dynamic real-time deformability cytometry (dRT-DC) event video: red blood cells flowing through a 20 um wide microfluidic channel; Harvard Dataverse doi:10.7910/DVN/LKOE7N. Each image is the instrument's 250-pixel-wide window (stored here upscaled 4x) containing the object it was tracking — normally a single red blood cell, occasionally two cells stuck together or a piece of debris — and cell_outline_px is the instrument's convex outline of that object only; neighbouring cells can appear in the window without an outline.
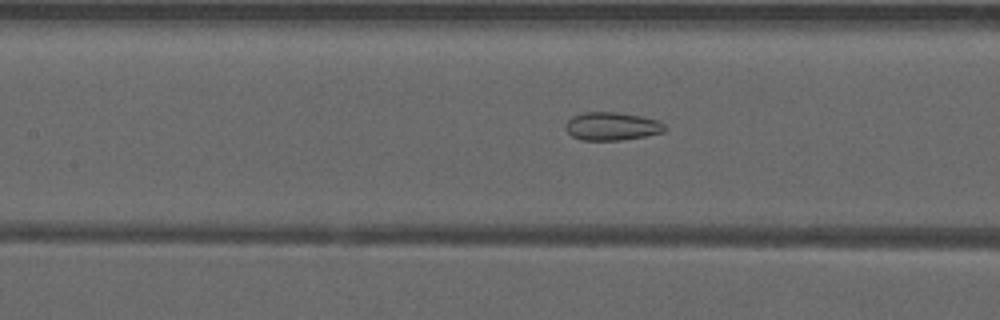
{"species": "common noctule bat (a hibernating species)", "species_latin": "Nyctalus noctula", "temperature_condition": "warm", "stored_images_in_passage": 35, "camera_frame_rate_fps": 3000, "um_per_image_px": 0.085, "animal": {"sex": "male", "forearm_length_mm": 52.5}, "frame": {"image": 1, "passage_image": 7, "time_ms": 2.0, "image_size_px": [1000, 320], "cell_outline_px": [[664, 132], [644, 136], [620, 140], [580, 140], [572, 136], [564, 128], [564, 124], [572, 116], [584, 112], [616, 112], [640, 116], [660, 120], [664, 124]], "centroid_in_image_um": [51.97, 10.73], "position_along_channel_um": 155.4, "area_um2": 16.3}}
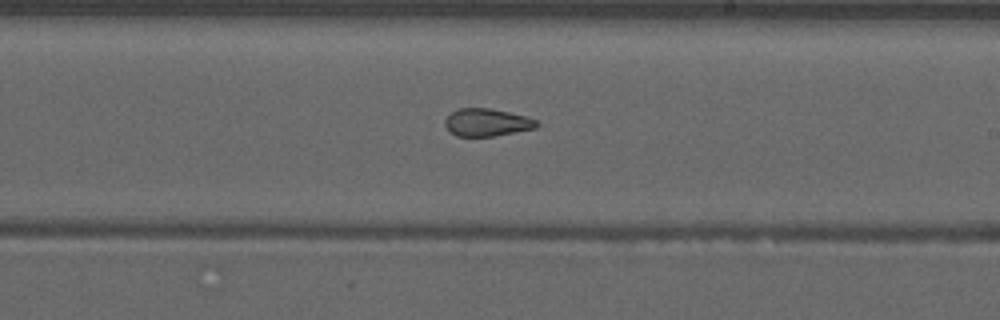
{"frame": {"image": 2, "passage_image": 14, "time_ms": 4.333, "image_size_px": [1000, 320], "cell_outline_px": [[540, 124], [536, 128], [516, 132], [492, 136], [456, 136], [448, 132], [444, 124], [444, 120], [452, 112], [460, 108], [488, 108], [528, 116], [536, 120]], "centroid_in_image_um": [41.38, 10.41], "position_along_channel_um": 247.6, "area_um2": 14.85}}
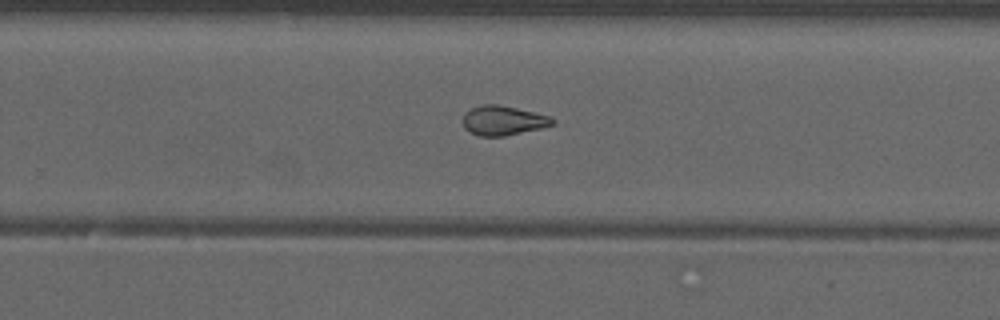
{"frame": {"image": 3, "passage_image": 17, "time_ms": 5.333, "image_size_px": [1000, 320], "cell_outline_px": [[556, 120], [552, 124], [540, 128], [504, 136], [480, 136], [464, 128], [464, 112], [472, 108], [484, 104], [496, 104], [516, 108], [548, 116]], "centroid_in_image_um": [42.74, 10.24], "position_along_channel_um": 287.1, "area_um2": 15.03}, "authors_computed_cell_mechanics": {"area_um2": 15.7794, "velocity_mm_per_s": 3.9609, "shape_relaxation_time_tau1_ms": null, "shape_relaxation_time_tau2_ms": 1.5456, "deformation_change_tau1": null, "deformation_change_tau2": 0.0759}}